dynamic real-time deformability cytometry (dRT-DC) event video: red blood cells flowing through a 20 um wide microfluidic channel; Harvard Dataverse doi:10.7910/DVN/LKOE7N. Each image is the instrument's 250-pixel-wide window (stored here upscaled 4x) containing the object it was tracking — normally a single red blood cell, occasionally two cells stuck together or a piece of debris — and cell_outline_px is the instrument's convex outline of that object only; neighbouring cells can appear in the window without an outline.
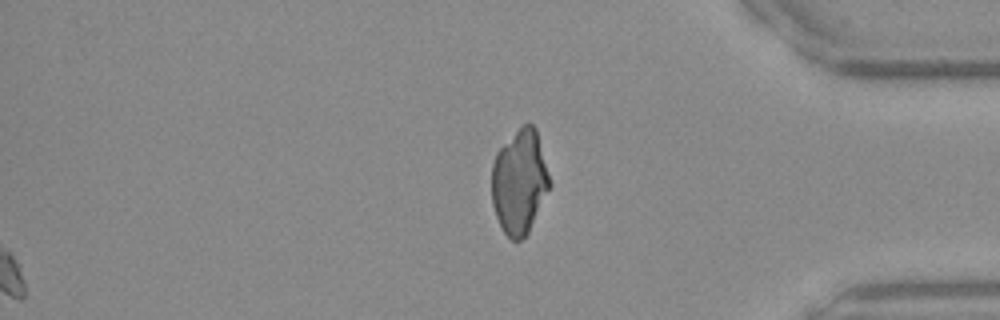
{"species": "Egyptian fruit bat (a non-hibernating species)", "species_latin": "Rousettus aegyptiacus", "temperature_condition": "warm", "stored_images_in_passage": 40, "segment_of_instrument_passage": [2, 2], "camera_frame_rate_fps": 3000, "um_per_image_px": 0.085, "frame": {"image": 1, "passage_image": 40, "time_ms": 13.0, "image_size_px": [1000, 320], "cell_outline_px": [[552, 184], [528, 232], [520, 240], [512, 240], [504, 232], [496, 216], [492, 204], [492, 164], [496, 152], [524, 124], [532, 124], [536, 128]], "centroid_in_image_um": [44.16, 15.46], "position_along_channel_um": 391.0, "area_um2": 34.91}}